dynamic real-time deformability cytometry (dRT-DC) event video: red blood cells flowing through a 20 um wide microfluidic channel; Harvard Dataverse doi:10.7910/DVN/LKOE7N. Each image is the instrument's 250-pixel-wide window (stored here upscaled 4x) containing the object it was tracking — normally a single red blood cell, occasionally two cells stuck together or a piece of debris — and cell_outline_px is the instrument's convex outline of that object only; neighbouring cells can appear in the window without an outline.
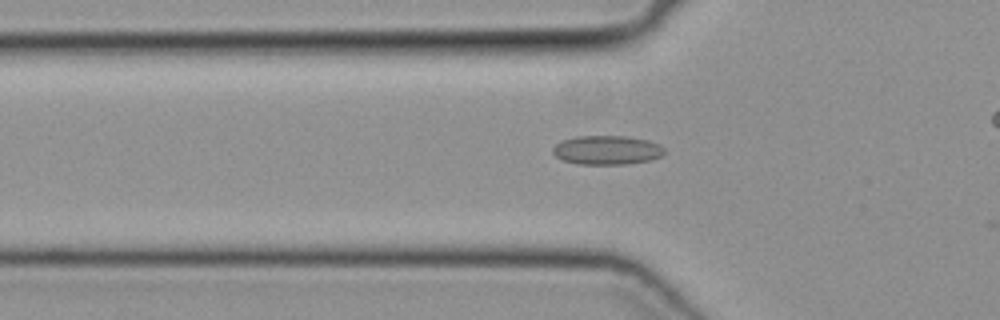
{"species": "common noctule bat (a hibernating species)", "species_latin": "Nyctalus noctula", "temperature_condition": "cold", "stored_images_in_passage": 29, "camera_frame_rate_fps": 3000, "um_per_image_px": 0.085, "animal": {"sex": "female", "body_mass_g": 19.3, "forearm_length_mm": 54.1}, "frame": {"image": 1, "passage_image": 5, "time_ms": 1.333, "image_size_px": [1000, 320], "cell_outline_px": [[664, 152], [660, 156], [652, 160], [628, 164], [576, 164], [564, 160], [556, 156], [552, 152], [552, 148], [560, 140], [576, 136], [624, 136], [648, 140], [664, 148]], "centroid_in_image_um": [51.55, 12.76], "position_along_channel_um": 74.2, "area_um2": 18.9}}
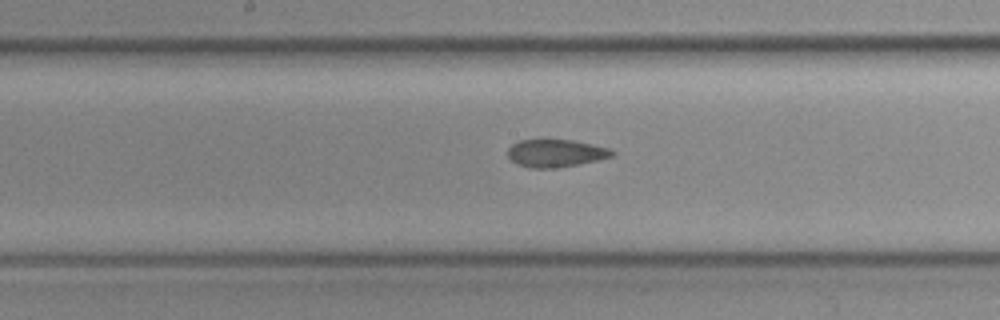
{"frame": {"image": 2, "passage_image": 14, "time_ms": 4.333, "image_size_px": [1000, 320], "cell_outline_px": [[616, 152], [612, 156], [600, 160], [556, 168], [532, 168], [516, 164], [508, 156], [508, 148], [512, 144], [520, 140], [572, 140], [592, 144], [608, 148]], "centroid_in_image_um": [47.24, 13.03], "position_along_channel_um": 201.0, "area_um2": 16.76}}
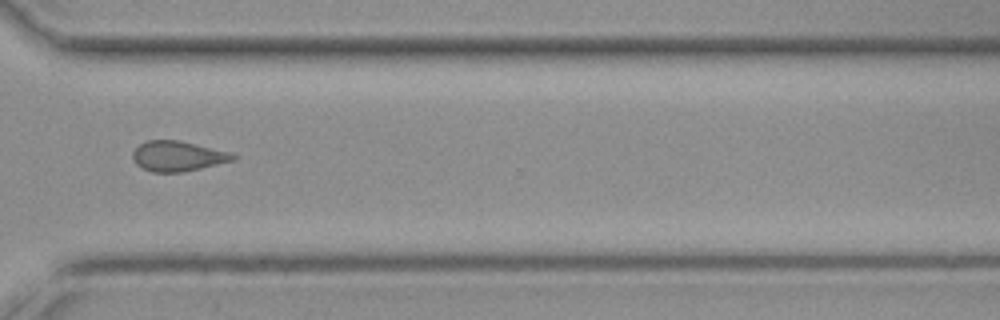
{"frame": {"image": 3, "passage_image": 25, "time_ms": 8.0, "image_size_px": [1000, 320], "cell_outline_px": [[236, 160], [184, 172], [152, 172], [140, 168], [136, 164], [132, 156], [132, 152], [140, 144], [148, 140], [176, 140], [232, 152], [236, 156]], "centroid_in_image_um": [15.11, 13.28], "position_along_channel_um": 355.5, "area_um2": 17.69}}